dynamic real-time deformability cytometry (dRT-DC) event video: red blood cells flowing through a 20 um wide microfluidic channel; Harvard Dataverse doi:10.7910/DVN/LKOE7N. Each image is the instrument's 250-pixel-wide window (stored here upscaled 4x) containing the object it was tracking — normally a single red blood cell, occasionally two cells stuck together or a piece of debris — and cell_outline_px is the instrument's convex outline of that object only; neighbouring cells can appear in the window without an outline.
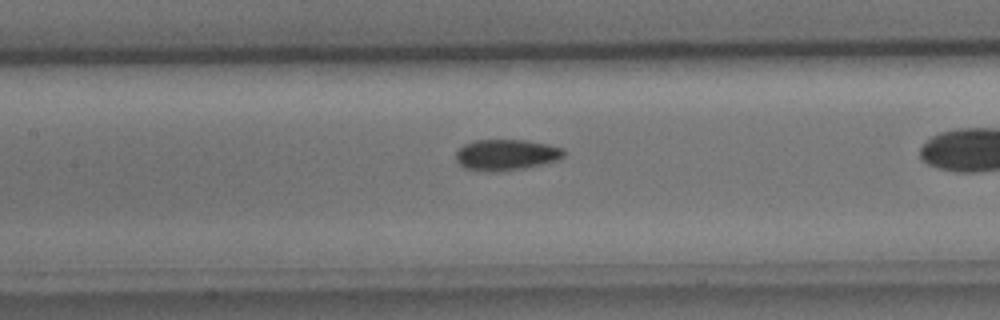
{"species": "common noctule bat (a hibernating species)", "species_latin": "Nyctalus noctula", "temperature_condition": "cold", "stored_images_in_passage": 31, "camera_frame_rate_fps": 3000, "um_per_image_px": 0.085, "animal": {"sex": "male", "body_mass_g": 15.6}, "frame": {"image": 1, "passage_image": 14, "time_ms": 4.333, "image_size_px": [1000, 320], "cell_outline_px": [[564, 156], [556, 160], [524, 168], [496, 172], [488, 172], [464, 168], [456, 160], [456, 152], [464, 144], [472, 140], [524, 140], [548, 144], [564, 148]], "centroid_in_image_um": [43.0, 13.15], "position_along_channel_um": 164.4, "area_um2": 19.48}}